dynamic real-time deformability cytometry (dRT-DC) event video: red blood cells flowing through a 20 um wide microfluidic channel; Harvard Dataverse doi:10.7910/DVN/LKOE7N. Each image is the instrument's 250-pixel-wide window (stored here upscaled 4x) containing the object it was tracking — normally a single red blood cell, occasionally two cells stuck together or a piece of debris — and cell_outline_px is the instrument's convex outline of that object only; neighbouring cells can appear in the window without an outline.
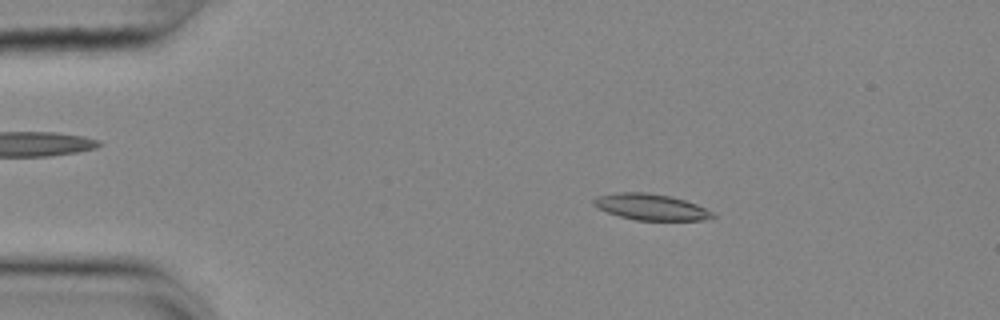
{"species": "common noctule bat (a hibernating species)", "species_latin": "Nyctalus noctula", "temperature_condition": "cold", "stored_images_in_passage": 55, "camera_frame_rate_fps": 3000, "um_per_image_px": 0.085, "animal": {"sex": "female", "body_mass_g": 25.1}, "frame": {"image": 1, "passage_image": 10, "time_ms": 3.0, "image_size_px": [1000, 320], "cell_outline_px": [[716, 216], [700, 220], [636, 220], [620, 216], [608, 212], [592, 204], [592, 200], [596, 196], [616, 192], [648, 192], [668, 196], [684, 200], [696, 204], [712, 212]], "centroid_in_image_um": [55.28, 17.58], "position_along_channel_um": 29.7, "area_um2": 17.92}}
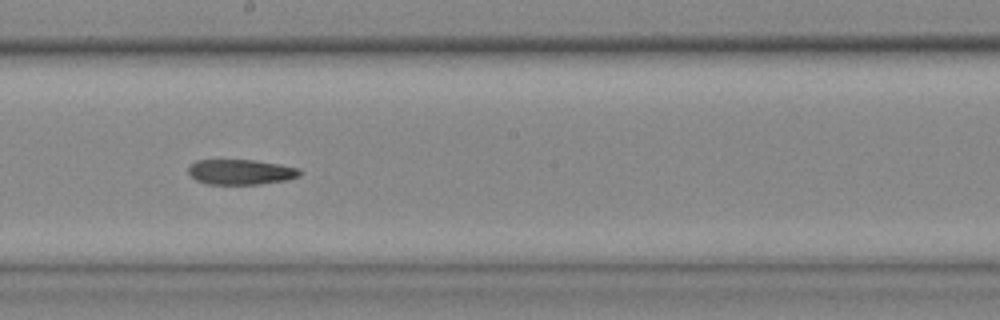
{"frame": {"image": 2, "passage_image": 31, "time_ms": 10.0, "image_size_px": [1000, 320], "cell_outline_px": [[300, 176], [284, 180], [260, 184], [208, 184], [196, 180], [188, 172], [188, 168], [196, 160], [252, 160], [280, 164], [300, 168]], "centroid_in_image_um": [20.47, 14.61], "position_along_channel_um": 227.7, "area_um2": 16.24}}
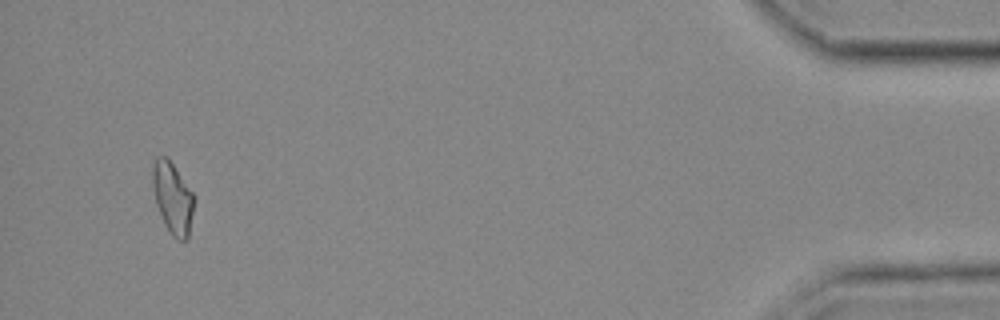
{"frame": {"image": 3, "passage_image": 53, "time_ms": 17.333, "image_size_px": [1000, 320], "cell_outline_px": [[192, 212], [188, 240], [176, 240], [172, 236], [164, 224], [156, 204], [152, 184], [152, 168], [156, 156], [168, 156], [192, 192]], "centroid_in_image_um": [14.64, 16.81], "position_along_channel_um": 420.6, "area_um2": 17.11}}